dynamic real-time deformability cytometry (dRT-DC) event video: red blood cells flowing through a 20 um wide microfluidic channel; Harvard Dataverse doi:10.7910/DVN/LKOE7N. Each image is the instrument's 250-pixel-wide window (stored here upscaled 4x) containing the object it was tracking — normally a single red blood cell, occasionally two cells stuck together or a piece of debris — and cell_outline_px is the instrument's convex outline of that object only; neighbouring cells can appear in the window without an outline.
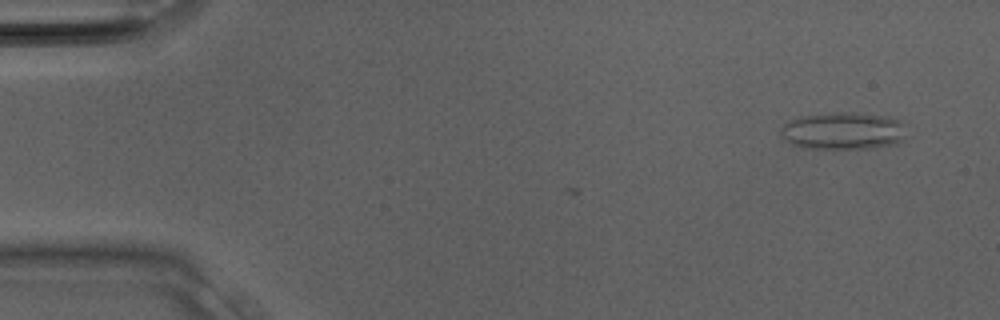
{"species": "Egyptian fruit bat (a non-hibernating species)", "species_latin": "Rousettus aegyptiacus", "temperature_condition": "room temperature", "stored_images_in_passage": 22, "camera_frame_rate_fps": 3000, "um_per_image_px": 0.085, "animal": {"sex": "male"}, "frame": {"image": 1, "passage_image": 2, "time_ms": 0.333, "image_size_px": [1000, 320], "cell_outline_px": [[908, 124], [904, 140], [896, 144], [868, 148], [804, 148], [792, 144], [780, 136], [780, 128], [784, 124], [800, 116], [832, 112], [852, 112], [888, 116], [900, 120]], "centroid_in_image_um": [71.73, 11.11], "position_along_channel_um": 13.3, "area_um2": 27.8}}
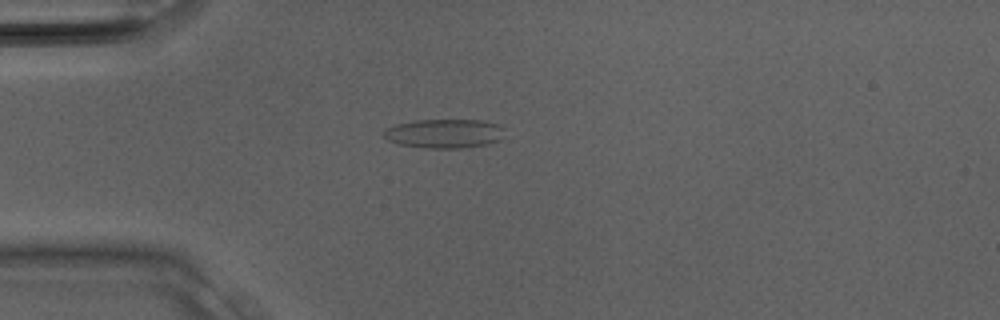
{"frame": {"image": 2, "passage_image": 8, "time_ms": 2.333, "image_size_px": [1000, 320], "cell_outline_px": [[504, 128], [500, 140], [488, 144], [464, 148], [424, 148], [400, 144], [388, 140], [384, 136], [384, 128], [396, 124], [412, 120], [480, 120], [500, 124]], "centroid_in_image_um": [37.77, 11.34], "position_along_channel_um": 47.2, "area_um2": 20.63}}
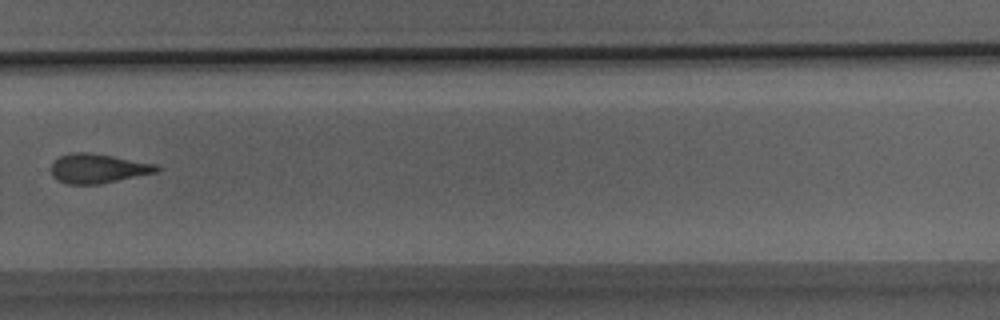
{"frame": {"image": 3, "passage_image": 21, "time_ms": 6.667, "image_size_px": [1000, 320], "cell_outline_px": [[164, 168], [156, 172], [100, 184], [68, 184], [56, 180], [52, 176], [52, 164], [60, 156], [72, 152], [88, 152], [112, 156], [156, 164]], "centroid_in_image_um": [8.33, 14.32], "position_along_channel_um": 321.5, "area_um2": 17.98}}